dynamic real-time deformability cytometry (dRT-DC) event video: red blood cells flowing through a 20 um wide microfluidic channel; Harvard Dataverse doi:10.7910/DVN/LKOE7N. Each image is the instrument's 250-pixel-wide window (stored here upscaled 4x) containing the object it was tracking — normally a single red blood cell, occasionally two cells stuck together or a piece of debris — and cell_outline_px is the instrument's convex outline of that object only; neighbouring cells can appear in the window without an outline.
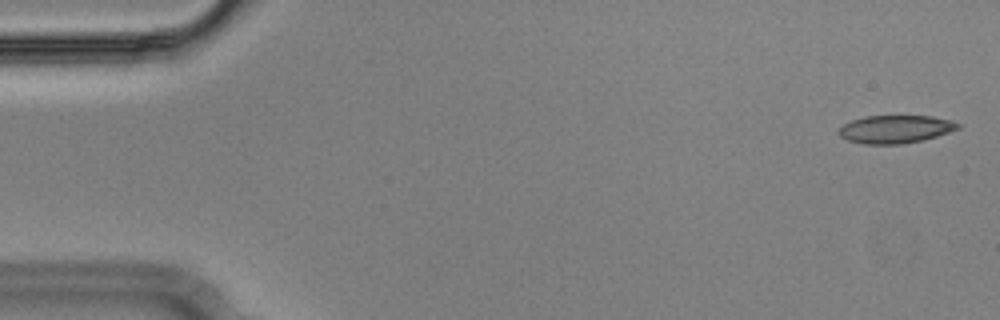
{"species": "Egyptian fruit bat (a non-hibernating species)", "species_latin": "Rousettus aegyptiacus", "temperature_condition": "cold", "stored_images_in_passage": 55, "camera_frame_rate_fps": 3000, "um_per_image_px": 0.085, "animal": {"sex": "male"}, "frame": {"image": 1, "passage_image": 2, "time_ms": 0.333, "image_size_px": [1000, 320], "cell_outline_px": [[960, 128], [936, 136], [920, 140], [900, 144], [864, 144], [848, 140], [840, 136], [836, 132], [844, 124], [852, 120], [864, 116], [932, 116], [952, 120], [960, 124]], "centroid_in_image_um": [76.09, 10.97], "position_along_channel_um": 8.9, "area_um2": 19.31}}
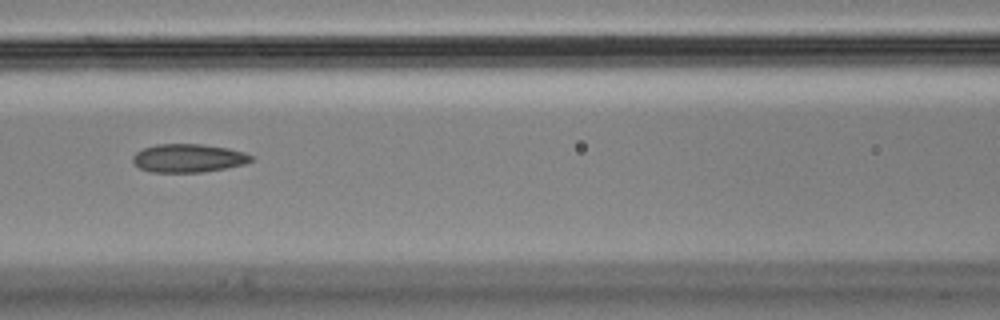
{"frame": {"image": 2, "passage_image": 24, "time_ms": 7.667, "image_size_px": [1000, 320], "cell_outline_px": [[252, 160], [244, 164], [224, 168], [200, 172], [152, 172], [140, 168], [132, 160], [132, 156], [136, 152], [144, 148], [156, 144], [204, 144], [228, 148], [244, 152], [252, 156]], "centroid_in_image_um": [15.99, 13.43], "position_along_channel_um": 150.6, "area_um2": 19.42}}
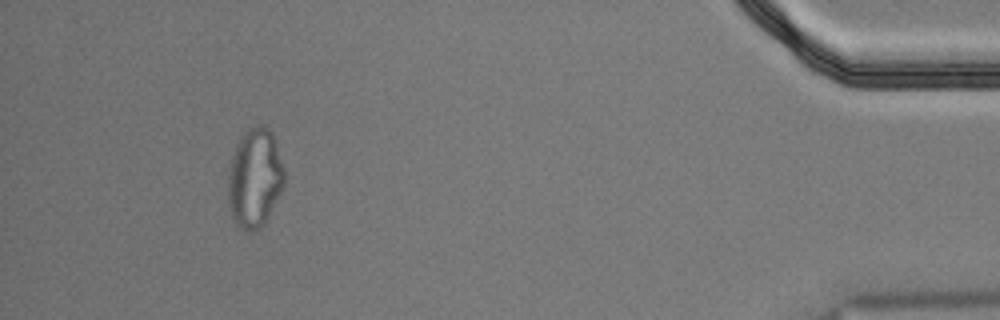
{"frame": {"image": 3, "passage_image": 51, "time_ms": 16.667, "image_size_px": [1000, 320], "cell_outline_px": [[284, 188], [264, 224], [260, 228], [252, 232], [248, 232], [240, 228], [236, 224], [232, 216], [228, 204], [228, 172], [232, 152], [240, 136], [248, 128], [256, 124], [264, 124], [272, 132], [276, 140], [284, 168]], "centroid_in_image_um": [21.65, 15.11], "position_along_channel_um": 413.5, "area_um2": 33.23}, "authors_computed_cell_mechanics": {"area_um2": 20.4612, "velocity_mm_per_s": 3.6374, "shape_relaxation_time_tau1_ms": null, "shape_relaxation_time_tau2_ms": 3.0981, "deformation_change_tau1": null, "deformation_change_tau2": 0.1052}}